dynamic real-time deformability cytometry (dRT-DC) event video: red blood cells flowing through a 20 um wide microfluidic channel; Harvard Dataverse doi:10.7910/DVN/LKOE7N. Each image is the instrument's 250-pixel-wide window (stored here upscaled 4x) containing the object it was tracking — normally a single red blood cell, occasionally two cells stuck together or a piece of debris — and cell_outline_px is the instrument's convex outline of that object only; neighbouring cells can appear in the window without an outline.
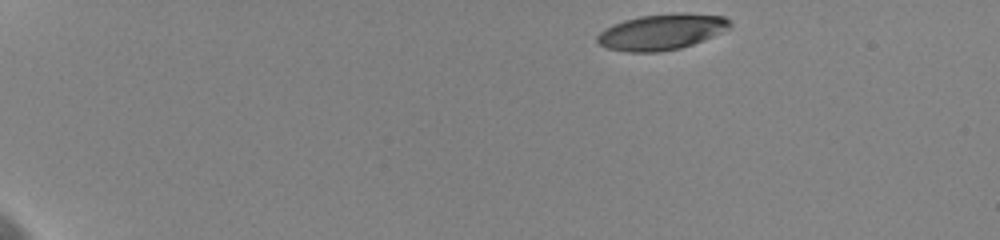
{"species": "human", "species_latin": "Homo sapiens", "temperature_condition": "cold", "stored_images_in_passage": 15, "camera_frame_rate_fps": 3000, "um_per_image_px": 0.085, "donor": {"sex": "female"}, "frame": {"image": 1, "passage_image": 1, "time_ms": 0.0, "image_size_px": [1000, 240], "cell_outline_px": [[732, 28], [704, 40], [680, 48], [660, 52], [628, 52], [608, 48], [600, 44], [596, 40], [596, 36], [600, 32], [624, 20], [640, 16], [680, 12], [724, 16], [732, 24]], "centroid_in_image_um": [56.29, 2.71], "position_along_channel_um": 28.7, "area_um2": 27.63}}
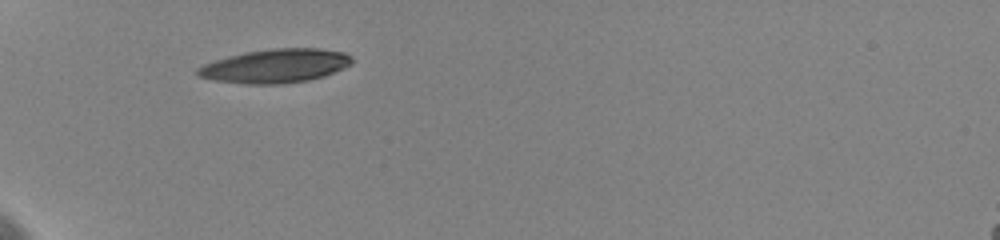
{"frame": {"image": 2, "passage_image": 5, "time_ms": 3.667, "image_size_px": [1000, 240], "cell_outline_px": [[352, 64], [324, 76], [308, 80], [280, 84], [248, 84], [212, 80], [196, 76], [196, 68], [204, 64], [228, 56], [244, 52], [272, 48], [320, 48], [344, 52], [352, 56]], "centroid_in_image_um": [23.39, 5.6], "position_along_channel_um": 61.6, "area_um2": 30.52}}